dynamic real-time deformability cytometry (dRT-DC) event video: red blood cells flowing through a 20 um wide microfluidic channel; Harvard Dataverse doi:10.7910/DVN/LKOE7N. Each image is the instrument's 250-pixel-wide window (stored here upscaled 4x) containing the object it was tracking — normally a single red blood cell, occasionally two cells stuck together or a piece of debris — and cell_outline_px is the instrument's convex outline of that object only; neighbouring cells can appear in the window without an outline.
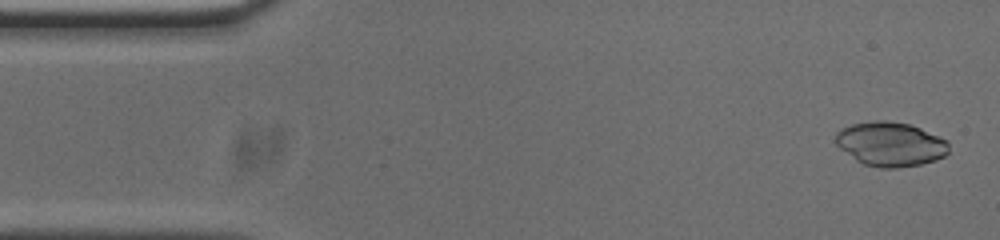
{"species": "common noctule bat (a hibernating species)", "species_latin": "Nyctalus noctula", "temperature_condition": "cold", "stored_images_in_passage": 52, "camera_frame_rate_fps": 3000, "um_per_image_px": 0.085, "animal": {"sex": "male", "body_mass_g": 20.0, "forearm_length_mm": 53.3}, "frame": {"image": 1, "passage_image": 2, "time_ms": 0.333, "image_size_px": [1000, 240], "cell_outline_px": [[948, 152], [944, 156], [936, 160], [920, 164], [900, 168], [880, 168], [864, 164], [856, 160], [840, 148], [836, 144], [836, 132], [840, 128], [852, 124], [876, 120], [884, 120], [908, 124], [920, 128], [948, 140]], "centroid_in_image_um": [75.69, 12.25], "position_along_channel_um": 9.3, "area_um2": 29.19}}
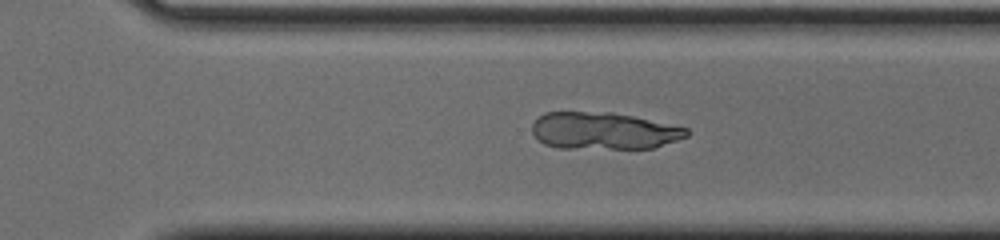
{"frame": {"image": 2, "passage_image": 35, "time_ms": 11.333, "image_size_px": [1000, 240], "cell_outline_px": [[692, 132], [688, 136], [652, 148], [560, 148], [544, 144], [532, 132], [532, 124], [544, 112], [612, 112], [632, 116], [688, 128]], "centroid_in_image_um": [51.32, 11.12], "position_along_channel_um": 319.3, "area_um2": 33.18}}